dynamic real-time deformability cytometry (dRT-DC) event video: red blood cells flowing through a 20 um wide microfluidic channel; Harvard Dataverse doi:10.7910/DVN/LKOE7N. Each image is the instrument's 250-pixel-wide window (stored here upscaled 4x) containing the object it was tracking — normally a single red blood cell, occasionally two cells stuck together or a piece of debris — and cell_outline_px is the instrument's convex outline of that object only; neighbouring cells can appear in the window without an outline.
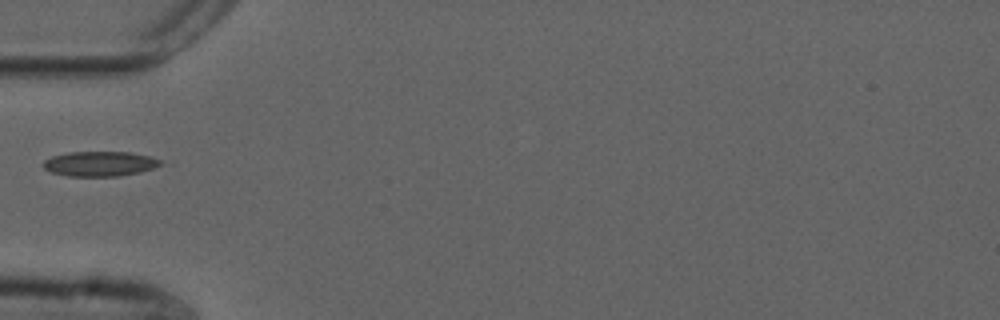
{"species": "common noctule bat (a hibernating species)", "species_latin": "Nyctalus noctula", "temperature_condition": "cold", "stored_images_in_passage": 37, "camera_frame_rate_fps": 3000, "um_per_image_px": 0.085, "animal": {"sex": "male", "forearm_length_mm": 52.5}, "frame": {"image": 1, "passage_image": 1, "time_ms": 0.0, "image_size_px": [1000, 320], "cell_outline_px": [[160, 164], [152, 168], [140, 172], [120, 176], [68, 176], [52, 172], [44, 168], [44, 160], [52, 156], [68, 152], [128, 152], [148, 156], [160, 160]], "centroid_in_image_um": [8.45, 13.92], "position_along_channel_um": 76.6, "area_um2": 16.76}}
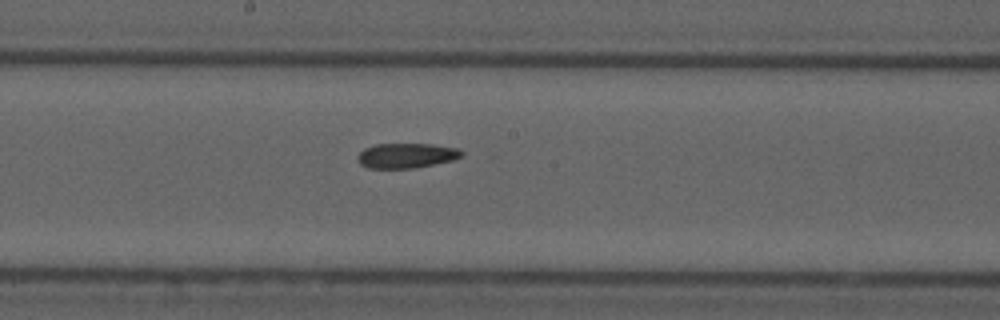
{"frame": {"image": 2, "passage_image": 12, "time_ms": 3.667, "image_size_px": [1000, 320], "cell_outline_px": [[464, 156], [452, 160], [412, 168], [368, 168], [360, 164], [356, 156], [364, 148], [376, 144], [432, 144], [456, 148], [464, 152]], "centroid_in_image_um": [34.52, 13.22], "position_along_channel_um": 213.7, "area_um2": 15.03}}
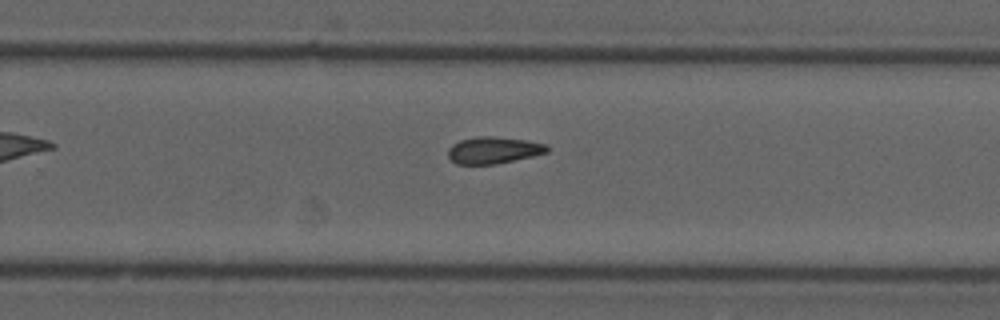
{"frame": {"image": 3, "passage_image": 18, "time_ms": 5.667, "image_size_px": [1000, 320], "cell_outline_px": [[548, 152], [532, 156], [496, 164], [456, 164], [448, 156], [448, 148], [452, 144], [460, 140], [480, 136], [492, 136], [524, 140], [548, 144]], "centroid_in_image_um": [41.94, 12.76], "position_along_channel_um": 287.9, "area_um2": 15.37}}